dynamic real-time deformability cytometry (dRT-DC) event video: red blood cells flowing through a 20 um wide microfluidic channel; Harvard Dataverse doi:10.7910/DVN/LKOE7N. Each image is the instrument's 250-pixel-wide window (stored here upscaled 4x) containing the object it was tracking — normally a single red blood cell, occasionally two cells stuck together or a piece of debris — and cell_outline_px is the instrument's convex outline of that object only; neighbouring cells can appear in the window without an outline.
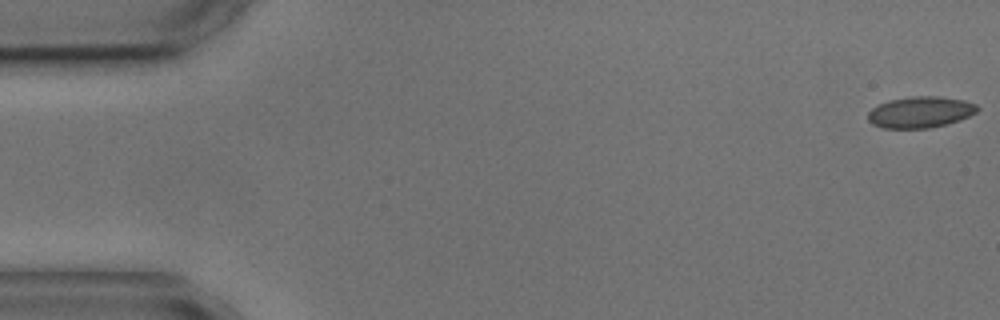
{"species": "common noctule bat (a hibernating species)", "species_latin": "Nyctalus noctula", "temperature_condition": "cold", "stored_images_in_passage": 5, "camera_frame_rate_fps": 3000, "um_per_image_px": 0.085, "animal": {"sex": "male", "body_mass_g": 17.9, "forearm_length_mm": 54.2}, "frame": {"image": 1, "passage_image": 1, "time_ms": 0.0, "image_size_px": [1000, 320], "cell_outline_px": [[980, 108], [976, 112], [960, 120], [948, 124], [928, 128], [884, 128], [872, 124], [868, 120], [868, 112], [872, 108], [888, 100], [912, 96], [940, 96], [964, 100], [976, 104]], "centroid_in_image_um": [78.24, 9.53], "position_along_channel_um": 6.8, "area_um2": 20.0}}
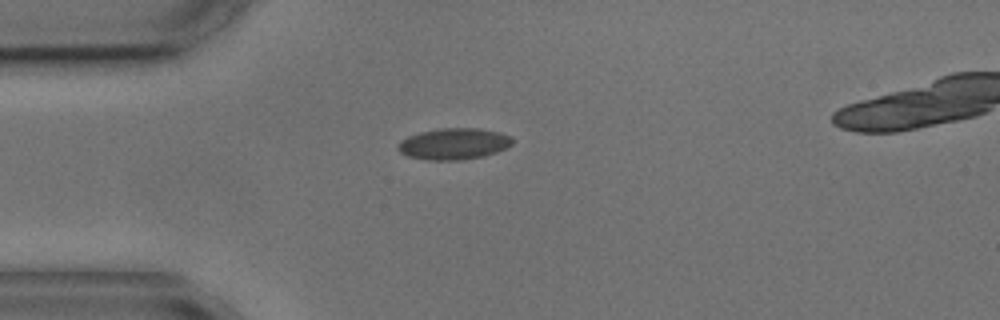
{"frame": {"image": 2, "passage_image": 4, "time_ms": 4.333, "image_size_px": [1000, 320], "cell_outline_px": [[512, 144], [508, 148], [484, 156], [460, 160], [428, 160], [408, 156], [400, 152], [396, 148], [400, 140], [408, 136], [420, 132], [440, 128], [476, 128], [500, 132], [512, 136]], "centroid_in_image_um": [38.58, 12.22], "position_along_channel_um": 46.4, "area_um2": 21.04}}